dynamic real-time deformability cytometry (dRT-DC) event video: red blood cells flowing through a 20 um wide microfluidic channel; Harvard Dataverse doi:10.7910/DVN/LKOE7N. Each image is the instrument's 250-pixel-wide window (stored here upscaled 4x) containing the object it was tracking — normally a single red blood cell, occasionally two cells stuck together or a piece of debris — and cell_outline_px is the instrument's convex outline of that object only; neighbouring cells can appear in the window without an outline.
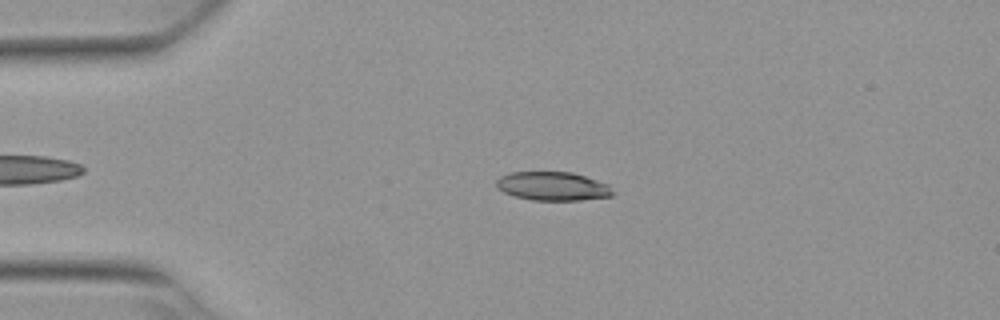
{"species": "Egyptian fruit bat (a non-hibernating species)", "species_latin": "Rousettus aegyptiacus", "temperature_condition": "warm", "stored_images_in_passage": 44, "camera_frame_rate_fps": 3000, "um_per_image_px": 0.085, "animal": {"sex": "female"}, "frame": {"image": 1, "passage_image": 8, "time_ms": 2.333, "image_size_px": [1000, 320], "cell_outline_px": [[612, 196], [580, 200], [532, 200], [512, 196], [496, 188], [496, 180], [500, 176], [512, 172], [572, 172], [608, 184], [612, 192]], "centroid_in_image_um": [46.93, 15.83], "position_along_channel_um": 38.1, "area_um2": 19.42}}
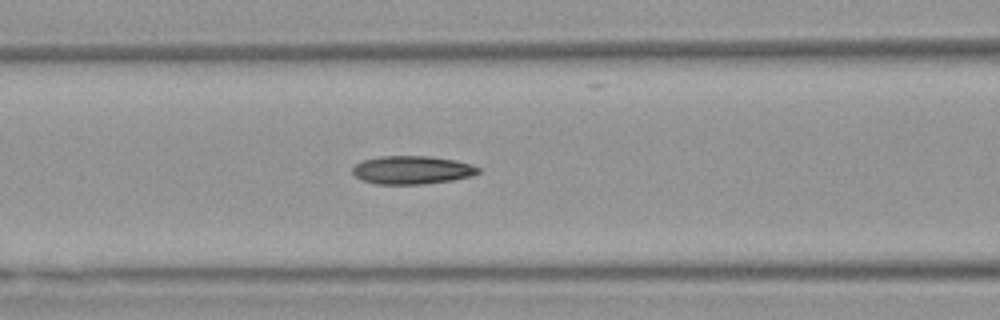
{"frame": {"image": 2, "passage_image": 18, "time_ms": 5.667, "image_size_px": [1000, 320], "cell_outline_px": [[480, 172], [472, 176], [452, 180], [424, 184], [376, 184], [360, 180], [352, 172], [352, 168], [356, 164], [364, 160], [380, 156], [428, 156], [456, 160], [480, 168]], "centroid_in_image_um": [35.01, 14.45], "position_along_channel_um": 131.6, "area_um2": 20.69}}
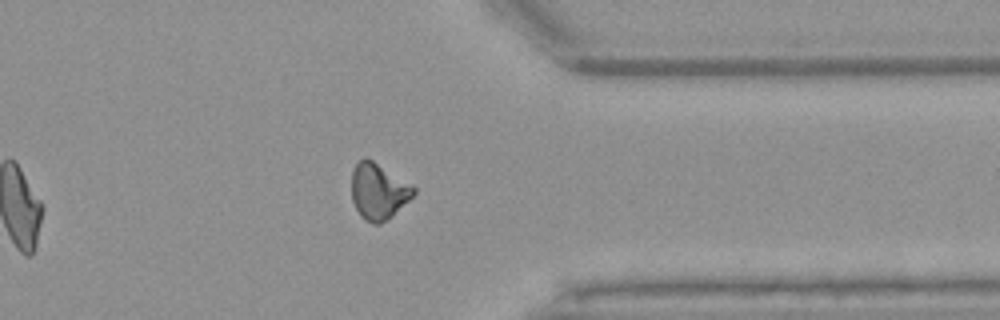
{"frame": {"image": 3, "passage_image": 38, "time_ms": 12.333, "image_size_px": [1000, 320], "cell_outline_px": [[416, 192], [392, 216], [380, 224], [372, 224], [364, 220], [360, 216], [352, 200], [352, 172], [356, 164], [364, 156], [372, 160], [412, 184], [416, 188]], "centroid_in_image_um": [32.16, 16.27], "position_along_channel_um": 379.2, "area_um2": 20.23}, "authors_computed_cell_mechanics": {"area_um2": 20.1144, "velocity_mm_per_s": 3.8344, "shape_relaxation_time_tau1_ms": null, "shape_relaxation_time_tau2_ms": 3.1872, "deformation_change_tau1": null, "deformation_change_tau2": 0.1058}}